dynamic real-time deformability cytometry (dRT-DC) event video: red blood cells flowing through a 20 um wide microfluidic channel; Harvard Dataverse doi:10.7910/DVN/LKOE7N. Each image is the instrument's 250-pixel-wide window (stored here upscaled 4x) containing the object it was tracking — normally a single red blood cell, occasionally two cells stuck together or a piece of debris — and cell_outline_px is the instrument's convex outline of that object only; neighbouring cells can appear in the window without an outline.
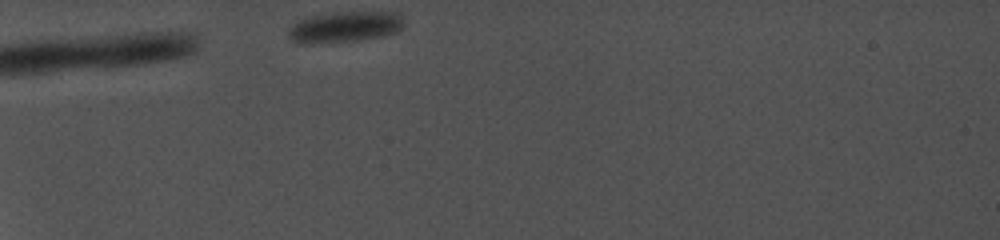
{"species": "common noctule bat (a hibernating species)", "species_latin": "Nyctalus noctula", "temperature_condition": "cold", "stored_images_in_passage": 11, "camera_frame_rate_fps": 5000, "um_per_image_px": 0.085, "animal": {"sex": "female", "body_mass_g": 19.0, "forearm_length_mm": 56.7}, "frame": {"image": 1, "passage_image": 1, "time_ms": 0.0, "image_size_px": [1000, 240], "cell_outline_px": [[404, 24], [396, 32], [384, 36], [360, 40], [300, 44], [292, 40], [288, 36], [288, 28], [292, 24], [300, 20], [312, 16], [336, 12], [396, 12], [400, 16]], "centroid_in_image_um": [29.28, 2.29], "position_along_channel_um": 55.7, "area_um2": 20.69}}